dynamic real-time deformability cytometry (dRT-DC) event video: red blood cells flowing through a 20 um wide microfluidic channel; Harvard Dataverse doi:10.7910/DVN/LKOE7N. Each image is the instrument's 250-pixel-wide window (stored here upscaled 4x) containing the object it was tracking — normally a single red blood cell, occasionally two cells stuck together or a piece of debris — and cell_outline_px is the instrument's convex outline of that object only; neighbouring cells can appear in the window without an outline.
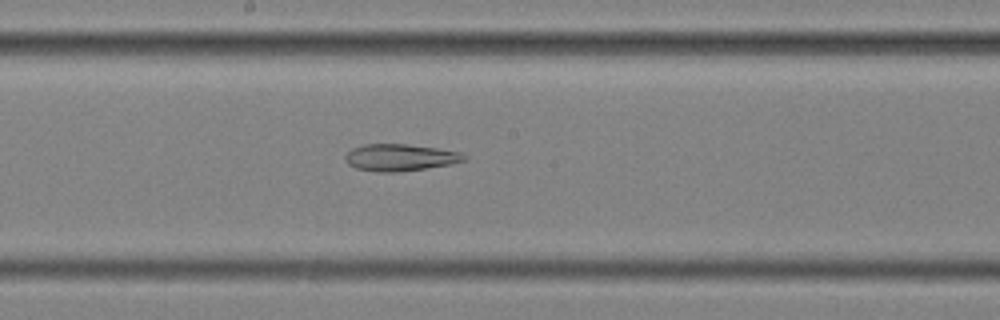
{"species": "common noctule bat (a hibernating species)", "species_latin": "Nyctalus noctula", "temperature_condition": "cold", "stored_images_in_passage": 58, "segment_of_instrument_passage": [2, 2], "camera_frame_rate_fps": 3000, "um_per_image_px": 0.085, "animal": {"sex": "female", "body_mass_g": 25.1}, "frame": {"image": 1, "passage_image": 32, "time_ms": 10.333, "image_size_px": [1000, 320], "cell_outline_px": [[464, 160], [448, 164], [400, 172], [376, 172], [356, 168], [348, 164], [344, 160], [344, 156], [352, 148], [364, 144], [404, 144], [436, 148], [460, 152], [464, 156]], "centroid_in_image_um": [33.91, 13.39], "position_along_channel_um": 214.3, "area_um2": 18.38}}
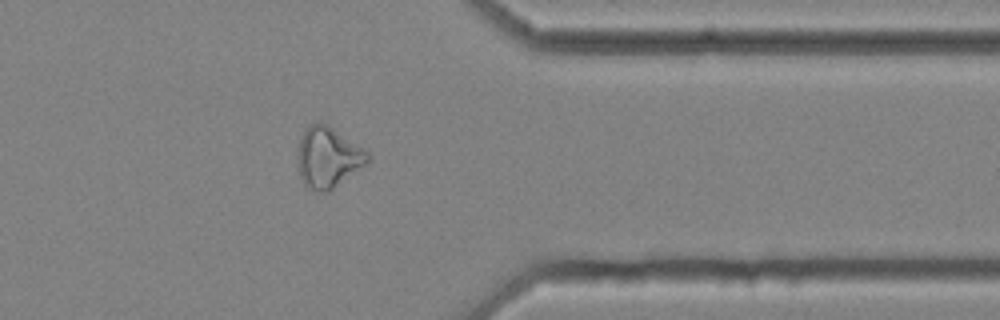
{"frame": {"image": 2, "passage_image": 47, "time_ms": 15.333, "image_size_px": [1000, 320], "cell_outline_px": [[368, 160], [364, 164], [328, 192], [316, 192], [308, 188], [304, 184], [300, 176], [296, 164], [296, 156], [300, 140], [308, 124], [320, 120], [328, 124], [364, 148], [368, 152]], "centroid_in_image_um": [27.82, 13.35], "position_along_channel_um": 383.6, "area_um2": 24.85}}